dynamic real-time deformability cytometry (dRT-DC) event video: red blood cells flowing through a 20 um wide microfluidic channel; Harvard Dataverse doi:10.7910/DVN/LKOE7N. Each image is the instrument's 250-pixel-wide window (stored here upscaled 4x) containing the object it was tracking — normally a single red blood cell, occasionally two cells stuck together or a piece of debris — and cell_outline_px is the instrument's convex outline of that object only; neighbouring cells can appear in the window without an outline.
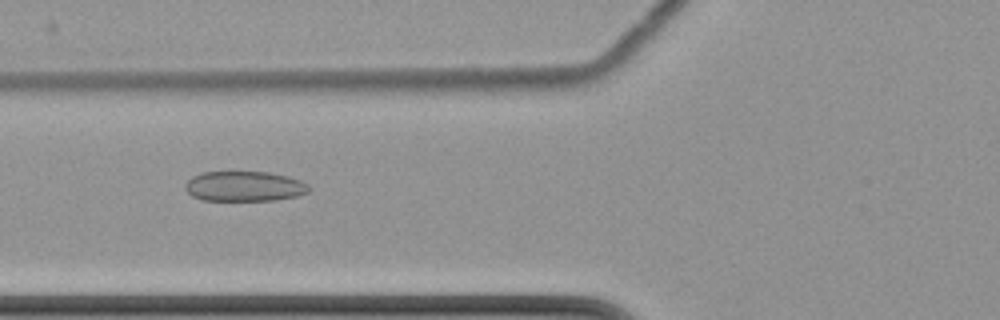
{"species": "common noctule bat (a hibernating species)", "species_latin": "Nyctalus noctula", "temperature_condition": "cold", "stored_images_in_passage": 9, "camera_frame_rate_fps": 3000, "um_per_image_px": 0.085, "animal": {"sex": "female", "body_mass_g": 22.7, "forearm_length_mm": 54.2}, "frame": {"image": 1, "passage_image": 7, "time_ms": 7.333, "image_size_px": [1000, 320], "cell_outline_px": [[312, 188], [308, 192], [296, 196], [276, 200], [204, 200], [192, 196], [184, 188], [184, 184], [192, 176], [204, 172], [268, 172], [288, 176], [300, 180], [308, 184]], "centroid_in_image_um": [20.78, 15.83], "position_along_channel_um": 105.0, "area_um2": 21.73}}
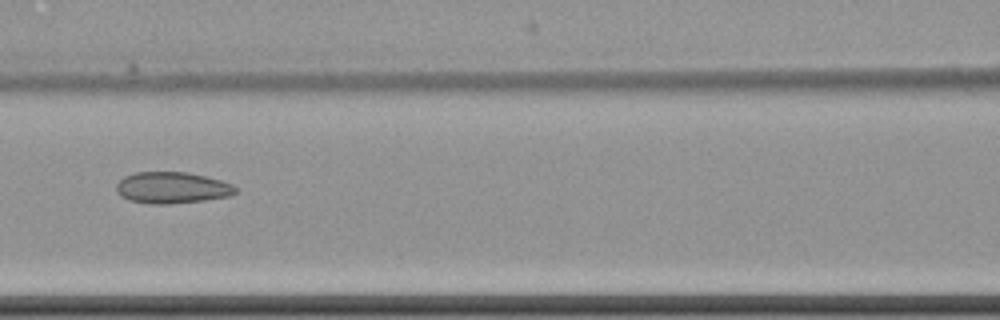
{"frame": {"image": 2, "passage_image": 8, "time_ms": 8.667, "image_size_px": [1000, 320], "cell_outline_px": [[236, 192], [228, 196], [204, 200], [168, 204], [148, 204], [128, 200], [120, 196], [116, 192], [116, 184], [124, 176], [136, 172], [188, 172], [220, 180], [232, 184], [236, 188]], "centroid_in_image_um": [14.57, 15.96], "position_along_channel_um": 152.0, "area_um2": 21.85}}
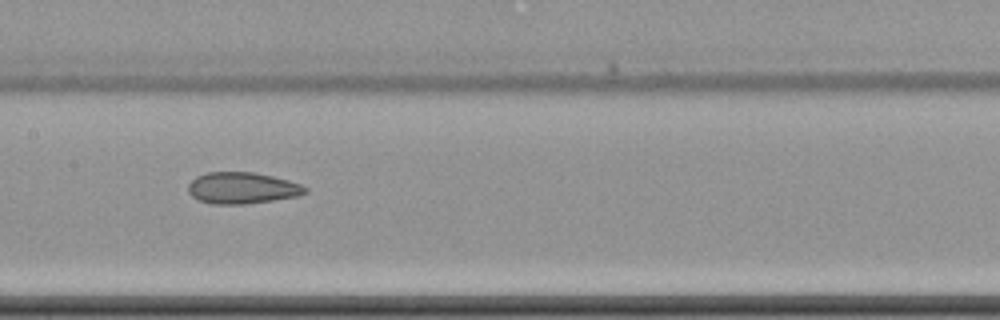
{"frame": {"image": 3, "passage_image": 9, "time_ms": 9.667, "image_size_px": [1000, 320], "cell_outline_px": [[308, 192], [300, 196], [244, 204], [212, 204], [200, 200], [192, 196], [188, 192], [188, 184], [196, 176], [208, 172], [252, 172], [272, 176], [288, 180], [300, 184], [308, 188]], "centroid_in_image_um": [20.59, 15.98], "position_along_channel_um": 186.8, "area_um2": 21.44}}